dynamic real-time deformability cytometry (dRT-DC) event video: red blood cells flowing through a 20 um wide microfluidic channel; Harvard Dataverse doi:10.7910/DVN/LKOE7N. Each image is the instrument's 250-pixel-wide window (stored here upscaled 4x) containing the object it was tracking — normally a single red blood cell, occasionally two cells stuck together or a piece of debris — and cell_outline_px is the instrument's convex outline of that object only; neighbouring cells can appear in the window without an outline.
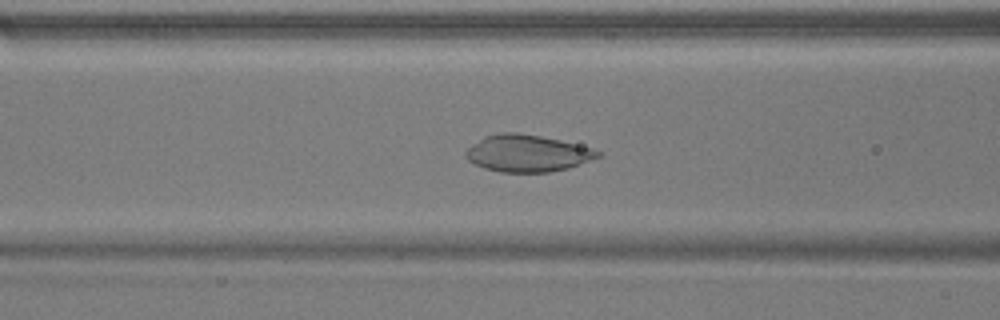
{"species": "common noctule bat (a hibernating species)", "species_latin": "Nyctalus noctula", "temperature_condition": "warm", "stored_images_in_passage": 54, "camera_frame_rate_fps": 3000, "um_per_image_px": 0.085, "animal": {"sex": "male", "body_mass_g": 17.9}, "frame": {"image": 1, "passage_image": 22, "time_ms": 7.0, "image_size_px": [1000, 320], "cell_outline_px": [[604, 156], [568, 168], [548, 172], [500, 172], [484, 168], [468, 160], [464, 156], [464, 152], [468, 148], [484, 136], [500, 132], [516, 132], [540, 136], [560, 140], [592, 148], [604, 152]], "centroid_in_image_um": [44.85, 13.03], "position_along_channel_um": 121.7, "area_um2": 28.55}}
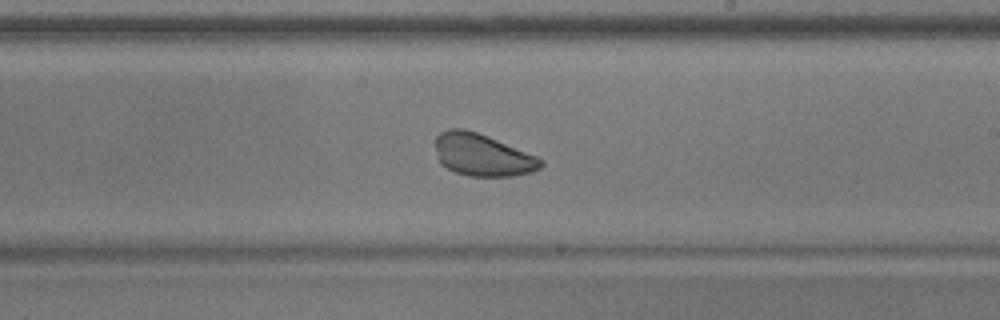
{"frame": {"image": 2, "passage_image": 32, "time_ms": 10.333, "image_size_px": [1000, 320], "cell_outline_px": [[544, 164], [540, 168], [532, 172], [512, 176], [468, 176], [456, 172], [440, 164], [436, 148], [436, 136], [440, 132], [448, 128], [464, 128], [476, 132], [536, 156], [544, 160]], "centroid_in_image_um": [41.0, 13.17], "position_along_channel_um": 248.0, "area_um2": 25.72}}
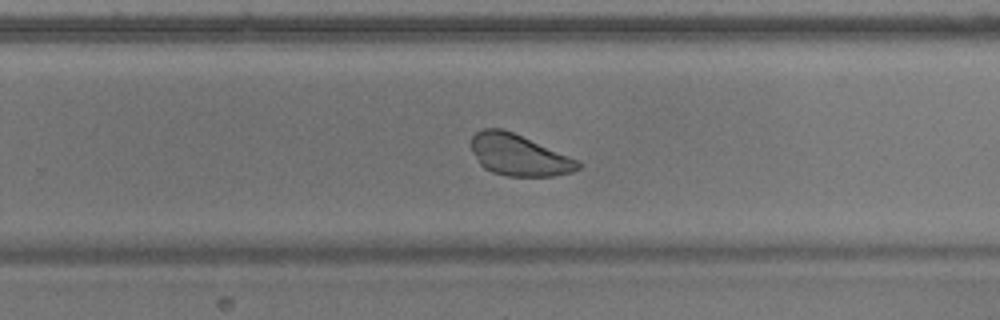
{"frame": {"image": 3, "passage_image": 35, "time_ms": 11.333, "image_size_px": [1000, 320], "cell_outline_px": [[584, 164], [580, 168], [572, 172], [556, 176], [508, 176], [492, 172], [484, 168], [480, 164], [472, 152], [468, 144], [472, 136], [476, 132], [484, 128], [500, 128], [512, 132], [580, 160]], "centroid_in_image_um": [44.1, 13.18], "position_along_channel_um": 285.7, "area_um2": 26.01}, "authors_computed_cell_mechanics": {"area_um2": 29.7092, "velocity_mm_per_s": 3.7844, "shape_relaxation_time_tau1_ms": 4.1423, "shape_relaxation_time_tau2_ms": 2.1717, "deformation_change_tau1": 0.1973, "deformation_change_tau2": 0.0659}}